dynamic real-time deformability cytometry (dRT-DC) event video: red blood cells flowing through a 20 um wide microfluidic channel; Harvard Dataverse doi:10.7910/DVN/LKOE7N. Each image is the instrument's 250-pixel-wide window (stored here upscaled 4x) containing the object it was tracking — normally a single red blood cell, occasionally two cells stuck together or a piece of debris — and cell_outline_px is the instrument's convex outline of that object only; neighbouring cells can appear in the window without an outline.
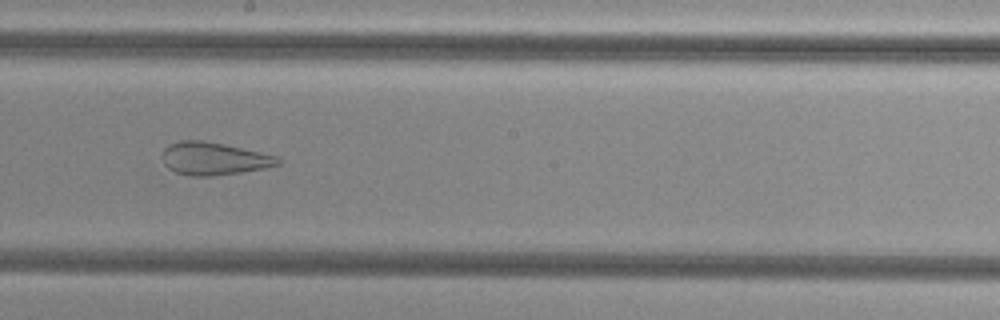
{"species": "common noctule bat (a hibernating species)", "species_latin": "Nyctalus noctula", "temperature_condition": "cold", "stored_images_in_passage": 46, "camera_frame_rate_fps": 3000, "um_per_image_px": 0.085, "animal": {"sex": "female", "body_mass_g": 29.2, "forearm_length_mm": 56.3}, "frame": {"image": 1, "passage_image": 23, "time_ms": 7.333, "image_size_px": [1000, 320], "cell_outline_px": [[280, 164], [264, 168], [240, 172], [208, 176], [188, 176], [176, 172], [168, 168], [164, 164], [164, 148], [168, 144], [180, 140], [204, 140], [224, 144], [280, 156]], "centroid_in_image_um": [18.18, 13.47], "position_along_channel_um": 230.0, "area_um2": 22.02}}
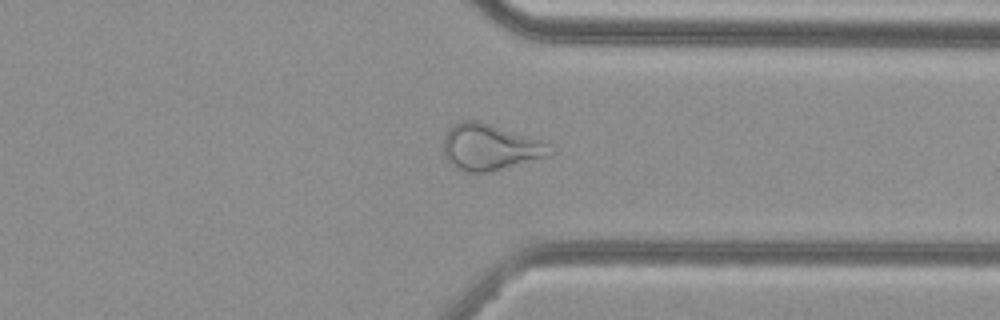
{"frame": {"image": 2, "passage_image": 34, "time_ms": 11.0, "image_size_px": [1000, 320], "cell_outline_px": [[556, 152], [548, 156], [488, 172], [464, 172], [448, 164], [444, 156], [444, 136], [448, 128], [460, 120], [476, 120], [552, 140]], "centroid_in_image_um": [41.75, 12.48], "position_along_channel_um": 369.6, "area_um2": 29.82}}
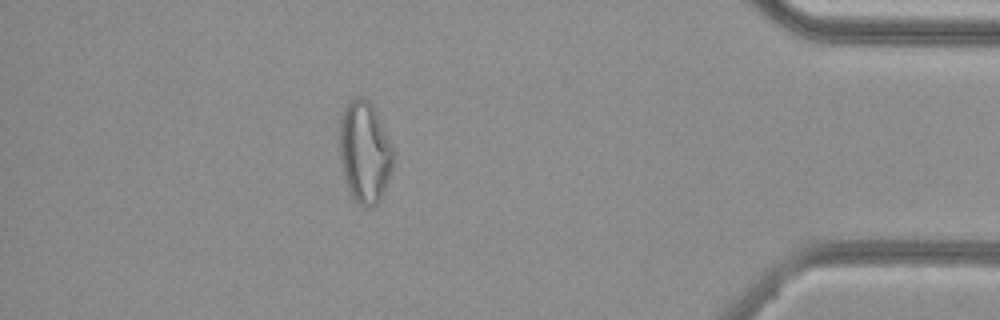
{"frame": {"image": 3, "passage_image": 40, "time_ms": 13.0, "image_size_px": [1000, 320], "cell_outline_px": [[392, 168], [380, 200], [372, 208], [368, 208], [360, 204], [352, 196], [348, 188], [344, 176], [340, 160], [340, 112], [348, 100], [356, 96], [360, 96], [368, 100], [372, 104], [392, 144]], "centroid_in_image_um": [30.97, 12.88], "position_along_channel_um": 404.2, "area_um2": 31.79}}